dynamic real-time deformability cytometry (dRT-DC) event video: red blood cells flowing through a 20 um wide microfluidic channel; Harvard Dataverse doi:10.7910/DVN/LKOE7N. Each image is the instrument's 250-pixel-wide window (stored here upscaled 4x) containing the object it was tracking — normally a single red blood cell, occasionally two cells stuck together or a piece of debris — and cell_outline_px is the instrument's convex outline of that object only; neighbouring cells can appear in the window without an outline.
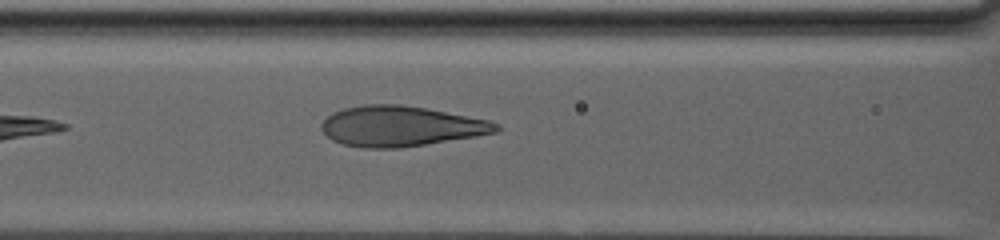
{"species": "human", "species_latin": "Homo sapiens", "temperature_condition": "warm", "stored_images_in_passage": 36, "camera_frame_rate_fps": 3000, "um_per_image_px": 0.085, "donor": {"sex": "male"}, "frame": {"image": 1, "passage_image": 6, "time_ms": 1.667, "image_size_px": [1000, 240], "cell_outline_px": [[500, 128], [496, 132], [476, 136], [400, 148], [364, 148], [344, 144], [332, 140], [320, 128], [320, 124], [332, 112], [344, 108], [364, 104], [400, 104], [424, 108], [488, 120], [500, 124]], "centroid_in_image_um": [34.03, 10.72], "position_along_channel_um": 132.6, "area_um2": 40.81}}
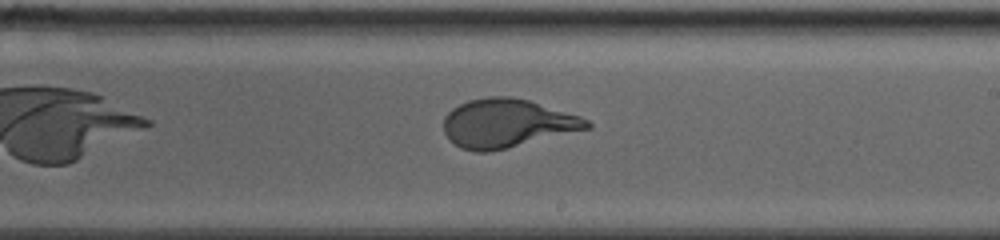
{"frame": {"image": 2, "passage_image": 14, "time_ms": 4.333, "image_size_px": [1000, 240], "cell_outline_px": [[592, 128], [508, 148], [488, 152], [472, 152], [460, 148], [444, 132], [444, 116], [452, 108], [468, 100], [488, 96], [512, 96], [528, 100], [580, 116], [588, 120], [592, 124]], "centroid_in_image_um": [43.1, 10.48], "position_along_channel_um": 245.9, "area_um2": 40.63}}
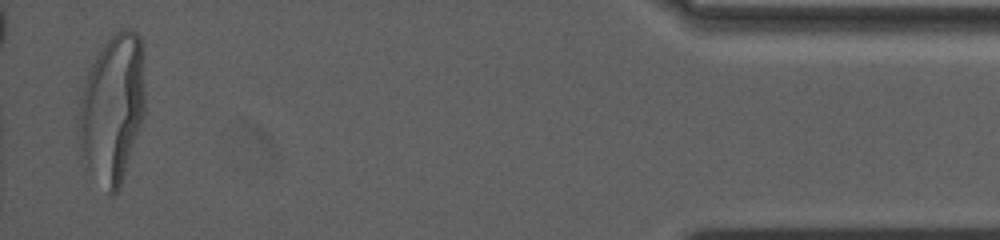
{"frame": {"image": 3, "passage_image": 34, "time_ms": 11.0, "image_size_px": [1000, 240], "cell_outline_px": [[144, 112], [120, 188], [112, 196], [108, 192], [80, 160], [80, 96], [88, 72], [96, 56], [104, 44], [120, 28], [128, 28], [136, 32], [140, 36], [144, 44]], "centroid_in_image_um": [9.57, 9.18], "position_along_channel_um": 425.6, "area_um2": 57.22}, "authors_computed_cell_mechanics": {"area_um2": 41.8183, "velocity_mm_per_s": 4.8393, "shape_relaxation_time_tau1_ms": 4.8726, "shape_relaxation_time_tau2_ms": null, "deformation_change_tau1": 0.2896, "deformation_change_tau2": null}}